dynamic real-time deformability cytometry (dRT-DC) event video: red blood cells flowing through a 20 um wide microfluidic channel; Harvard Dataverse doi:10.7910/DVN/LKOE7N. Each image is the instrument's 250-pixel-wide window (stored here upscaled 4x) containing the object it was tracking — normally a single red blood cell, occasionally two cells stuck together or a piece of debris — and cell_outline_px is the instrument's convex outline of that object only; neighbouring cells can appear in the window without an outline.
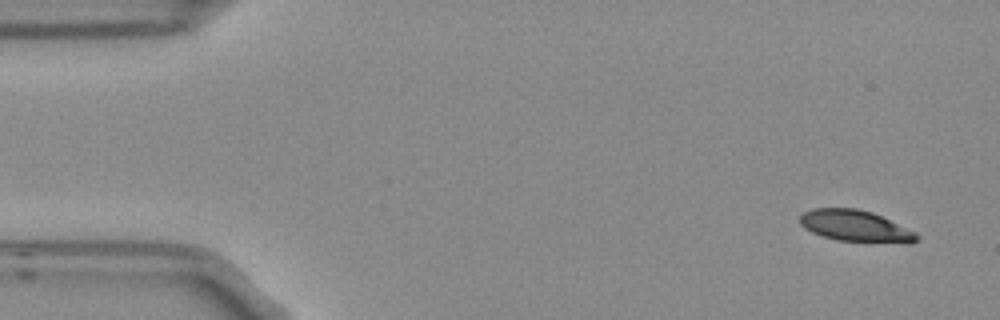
{"species": "Egyptian fruit bat (a non-hibernating species)", "species_latin": "Rousettus aegyptiacus", "temperature_condition": "room temperature", "stored_images_in_passage": 6, "camera_frame_rate_fps": 3000, "um_per_image_px": 0.085, "frame": {"image": 1, "passage_image": 1, "time_ms": 0.0, "image_size_px": [1000, 320], "cell_outline_px": [[920, 240], [912, 244], [908, 244], [840, 240], [824, 236], [812, 232], [804, 228], [800, 224], [800, 216], [804, 212], [812, 208], [856, 208], [872, 212], [916, 232], [920, 236]], "centroid_in_image_um": [72.77, 19.22], "position_along_channel_um": 12.2, "area_um2": 21.5}}
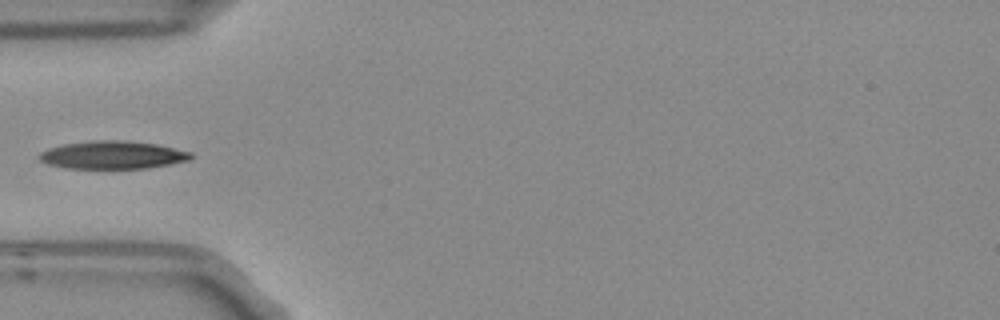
{"frame": {"image": 2, "passage_image": 5, "time_ms": 1.333, "image_size_px": [1000, 320], "cell_outline_px": [[192, 156], [188, 160], [148, 168], [64, 168], [48, 164], [40, 160], [40, 152], [48, 148], [64, 144], [92, 140], [124, 140], [156, 144], [192, 152]], "centroid_in_image_um": [9.55, 13.16], "position_along_channel_um": 75.4, "area_um2": 24.51}}
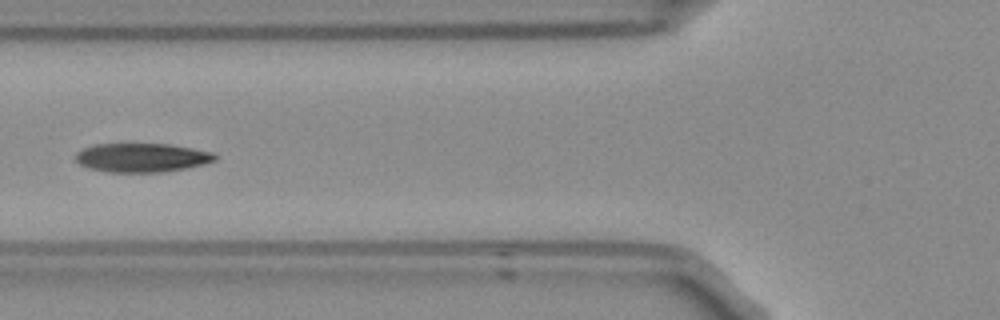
{"frame": {"image": 3, "passage_image": 6, "time_ms": 1.667, "image_size_px": [1000, 320], "cell_outline_px": [[216, 160], [204, 164], [164, 172], [108, 172], [88, 168], [80, 164], [76, 160], [76, 152], [92, 144], [168, 144], [192, 148], [212, 152], [216, 156]], "centroid_in_image_um": [12.03, 13.4], "position_along_channel_um": 113.8, "area_um2": 23.41}}